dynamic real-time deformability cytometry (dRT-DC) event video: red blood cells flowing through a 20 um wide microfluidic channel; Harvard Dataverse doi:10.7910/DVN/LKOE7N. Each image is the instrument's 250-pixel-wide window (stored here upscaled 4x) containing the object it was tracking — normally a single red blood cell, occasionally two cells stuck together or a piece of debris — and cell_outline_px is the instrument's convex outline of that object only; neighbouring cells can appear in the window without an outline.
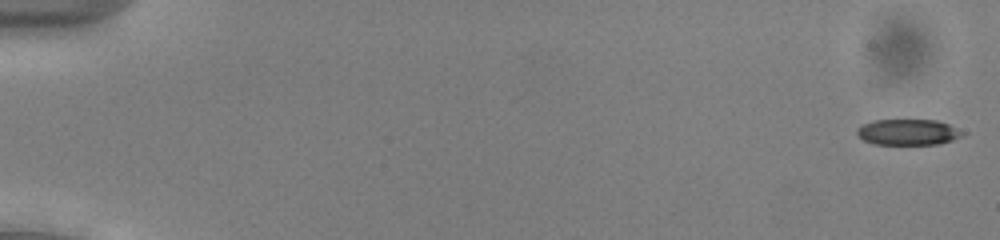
{"species": "common noctule bat (a hibernating species)", "species_latin": "Nyctalus noctula", "temperature_condition": "cold", "stored_images_in_passage": 53, "camera_frame_rate_fps": 3000, "um_per_image_px": 0.085, "animal": {"sex": "male", "body_mass_g": 13.0, "forearm_length_mm": 53.1}, "frame": {"image": 1, "passage_image": 1, "time_ms": 0.0, "image_size_px": [1000, 240], "cell_outline_px": [[968, 132], [952, 140], [940, 144], [872, 144], [856, 136], [856, 128], [864, 124], [876, 120], [936, 120], [948, 124]], "centroid_in_image_um": [77.18, 11.23], "position_along_channel_um": 7.8, "area_um2": 16.01}}
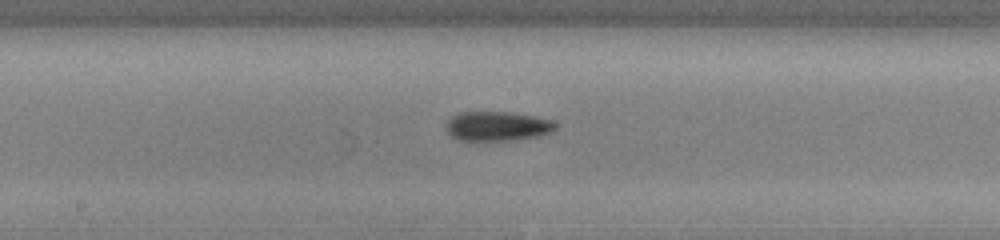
{"frame": {"image": 2, "passage_image": 29, "time_ms": 9.333, "image_size_px": [1000, 240], "cell_outline_px": [[556, 128], [552, 132], [540, 136], [516, 140], [468, 144], [456, 140], [448, 132], [448, 120], [452, 116], [460, 112], [508, 112], [532, 116], [552, 120], [556, 124]], "centroid_in_image_um": [42.24, 10.79], "position_along_channel_um": 206.0, "area_um2": 19.54}}
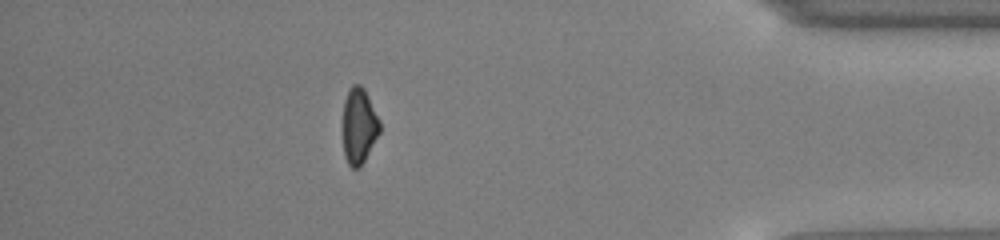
{"frame": {"image": 3, "passage_image": 47, "time_ms": 15.333, "image_size_px": [1000, 240], "cell_outline_px": [[380, 132], [360, 168], [352, 168], [348, 164], [344, 156], [340, 124], [344, 100], [348, 88], [352, 84], [360, 84], [364, 88], [380, 120]], "centroid_in_image_um": [30.45, 10.69], "position_along_channel_um": 404.7, "area_um2": 17.05}, "authors_computed_cell_mechanics": {"area_um2": 17.629, "velocity_mm_per_s": 3.9575, "shape_relaxation_time_tau1_ms": 3.6424, "shape_relaxation_time_tau2_ms": null, "deformation_change_tau1": 0.1116, "deformation_change_tau2": null}}